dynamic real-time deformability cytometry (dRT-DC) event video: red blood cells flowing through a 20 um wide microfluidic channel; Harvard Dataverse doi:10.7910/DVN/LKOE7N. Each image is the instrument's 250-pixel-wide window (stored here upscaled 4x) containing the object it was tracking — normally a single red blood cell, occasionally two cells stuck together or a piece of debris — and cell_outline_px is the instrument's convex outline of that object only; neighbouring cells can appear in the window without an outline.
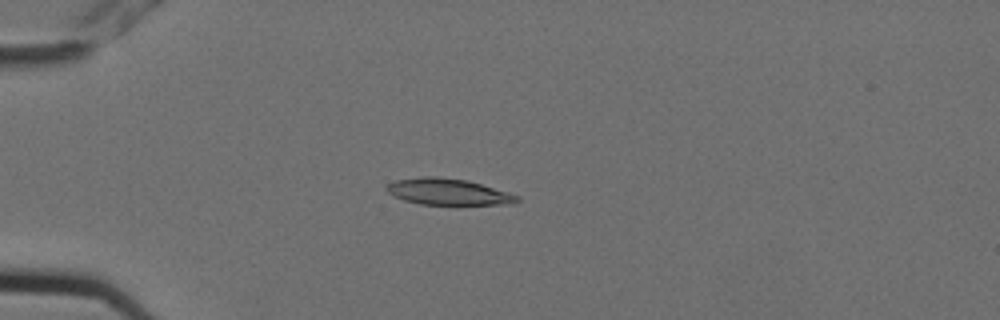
{"species": "Egyptian fruit bat (a non-hibernating species)", "species_latin": "Rousettus aegyptiacus", "temperature_condition": "cold", "stored_images_in_passage": 14, "camera_frame_rate_fps": 3000, "um_per_image_px": 0.085, "animal": {"sex": "female"}, "frame": {"image": 1, "passage_image": 3, "time_ms": 0.667, "image_size_px": [1000, 320], "cell_outline_px": [[520, 200], [516, 204], [420, 204], [404, 200], [388, 192], [384, 188], [388, 184], [396, 180], [424, 176], [436, 176], [468, 180], [508, 192], [520, 196]], "centroid_in_image_um": [38.12, 16.29], "position_along_channel_um": 46.9, "area_um2": 19.94}}
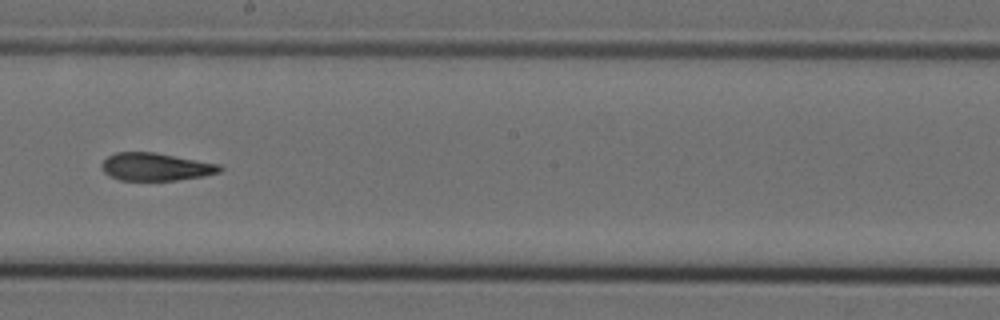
{"frame": {"image": 2, "passage_image": 8, "time_ms": 2.333, "image_size_px": [1000, 320], "cell_outline_px": [[224, 168], [220, 172], [204, 176], [176, 180], [120, 180], [108, 176], [100, 168], [100, 164], [108, 156], [116, 152], [156, 152], [220, 164]], "centroid_in_image_um": [13.23, 14.17], "position_along_channel_um": 235.0, "area_um2": 19.31}}
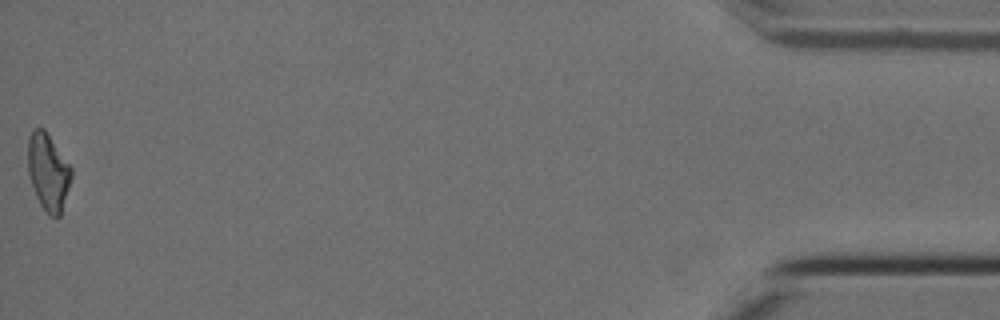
{"frame": {"image": 3, "passage_image": 14, "time_ms": 4.333, "image_size_px": [1000, 320], "cell_outline_px": [[72, 176], [60, 216], [56, 220], [40, 204], [36, 196], [28, 172], [28, 136], [32, 128], [44, 128], [72, 168]], "centroid_in_image_um": [4.09, 14.59], "position_along_channel_um": 431.1, "area_um2": 19.36}}